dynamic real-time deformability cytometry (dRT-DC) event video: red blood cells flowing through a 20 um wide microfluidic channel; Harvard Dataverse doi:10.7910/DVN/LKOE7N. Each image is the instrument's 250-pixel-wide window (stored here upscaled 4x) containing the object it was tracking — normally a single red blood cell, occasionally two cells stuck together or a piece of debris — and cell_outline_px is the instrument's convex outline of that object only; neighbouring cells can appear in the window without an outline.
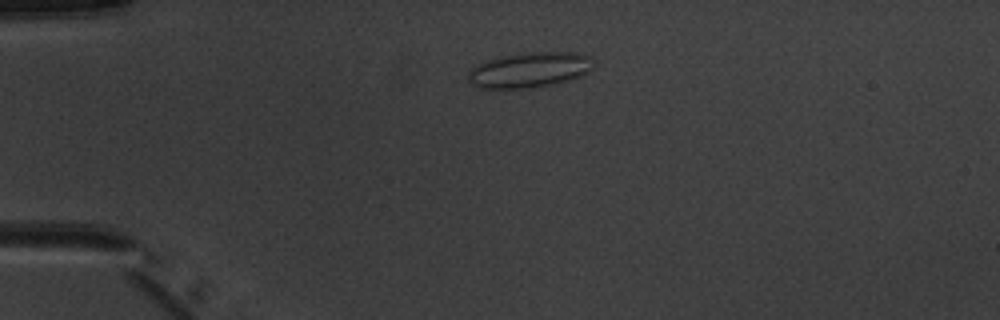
{"species": "common noctule bat (a hibernating species)", "species_latin": "Nyctalus noctula", "temperature_condition": "warm", "stored_images_in_passage": 5, "camera_frame_rate_fps": 3000, "um_per_image_px": 0.085, "animal": {"sex": "male", "body_mass_g": 20.1, "forearm_length_mm": 53.5}, "frame": {"image": 1, "passage_image": 4, "time_ms": 3.333, "image_size_px": [1000, 320], "cell_outline_px": [[592, 68], [588, 72], [580, 76], [556, 84], [532, 88], [480, 88], [472, 84], [468, 80], [468, 72], [472, 68], [488, 60], [500, 56], [520, 52], [576, 52], [592, 56]], "centroid_in_image_um": [45.03, 5.93], "position_along_channel_um": 40.0, "area_um2": 25.95}}